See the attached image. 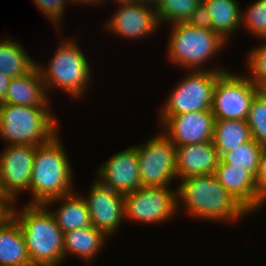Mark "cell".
Returning a JSON list of instances; mask_svg holds the SVG:
<instances>
[{
  "label": "cell",
  "mask_w": 266,
  "mask_h": 266,
  "mask_svg": "<svg viewBox=\"0 0 266 266\" xmlns=\"http://www.w3.org/2000/svg\"><path fill=\"white\" fill-rule=\"evenodd\" d=\"M180 181L176 190L177 211L179 205L184 204L186 212L193 218L227 224L251 214L219 183L215 174L192 176Z\"/></svg>",
  "instance_id": "6da1fadb"
},
{
  "label": "cell",
  "mask_w": 266,
  "mask_h": 266,
  "mask_svg": "<svg viewBox=\"0 0 266 266\" xmlns=\"http://www.w3.org/2000/svg\"><path fill=\"white\" fill-rule=\"evenodd\" d=\"M13 205L12 217L24 234L26 248L34 266H57L64 261V234L50 208L25 204L19 211Z\"/></svg>",
  "instance_id": "7a4b0ae2"
},
{
  "label": "cell",
  "mask_w": 266,
  "mask_h": 266,
  "mask_svg": "<svg viewBox=\"0 0 266 266\" xmlns=\"http://www.w3.org/2000/svg\"><path fill=\"white\" fill-rule=\"evenodd\" d=\"M56 134L45 144L36 146L30 181L31 205H45L74 192L69 158Z\"/></svg>",
  "instance_id": "3957f363"
},
{
  "label": "cell",
  "mask_w": 266,
  "mask_h": 266,
  "mask_svg": "<svg viewBox=\"0 0 266 266\" xmlns=\"http://www.w3.org/2000/svg\"><path fill=\"white\" fill-rule=\"evenodd\" d=\"M57 125L50 107L0 103V137L7 145L45 144L58 134Z\"/></svg>",
  "instance_id": "277c9868"
},
{
  "label": "cell",
  "mask_w": 266,
  "mask_h": 266,
  "mask_svg": "<svg viewBox=\"0 0 266 266\" xmlns=\"http://www.w3.org/2000/svg\"><path fill=\"white\" fill-rule=\"evenodd\" d=\"M89 65L86 56L72 39L61 41L47 67L37 62L46 91L55 87L73 98L83 97L86 86H89L92 76Z\"/></svg>",
  "instance_id": "5b68a950"
},
{
  "label": "cell",
  "mask_w": 266,
  "mask_h": 266,
  "mask_svg": "<svg viewBox=\"0 0 266 266\" xmlns=\"http://www.w3.org/2000/svg\"><path fill=\"white\" fill-rule=\"evenodd\" d=\"M171 25L166 57L177 66L190 70H206L202 66L216 56L217 52L222 51L227 43L213 30L192 27L186 22Z\"/></svg>",
  "instance_id": "8992f818"
},
{
  "label": "cell",
  "mask_w": 266,
  "mask_h": 266,
  "mask_svg": "<svg viewBox=\"0 0 266 266\" xmlns=\"http://www.w3.org/2000/svg\"><path fill=\"white\" fill-rule=\"evenodd\" d=\"M227 71L224 67L189 70L188 74L181 79L167 96L160 110V125L170 116L200 110H211L213 90L217 78Z\"/></svg>",
  "instance_id": "52a82bcc"
},
{
  "label": "cell",
  "mask_w": 266,
  "mask_h": 266,
  "mask_svg": "<svg viewBox=\"0 0 266 266\" xmlns=\"http://www.w3.org/2000/svg\"><path fill=\"white\" fill-rule=\"evenodd\" d=\"M136 151L141 187H170L178 179L176 146L162 131L137 145Z\"/></svg>",
  "instance_id": "ba28073f"
},
{
  "label": "cell",
  "mask_w": 266,
  "mask_h": 266,
  "mask_svg": "<svg viewBox=\"0 0 266 266\" xmlns=\"http://www.w3.org/2000/svg\"><path fill=\"white\" fill-rule=\"evenodd\" d=\"M258 87L247 76L223 72L216 80L212 113L215 119L246 120Z\"/></svg>",
  "instance_id": "9c48e42d"
},
{
  "label": "cell",
  "mask_w": 266,
  "mask_h": 266,
  "mask_svg": "<svg viewBox=\"0 0 266 266\" xmlns=\"http://www.w3.org/2000/svg\"><path fill=\"white\" fill-rule=\"evenodd\" d=\"M171 187H140L124 194L125 218L136 222L157 224L177 214L176 189Z\"/></svg>",
  "instance_id": "30bf717a"
},
{
  "label": "cell",
  "mask_w": 266,
  "mask_h": 266,
  "mask_svg": "<svg viewBox=\"0 0 266 266\" xmlns=\"http://www.w3.org/2000/svg\"><path fill=\"white\" fill-rule=\"evenodd\" d=\"M35 151L33 145H6L0 155L1 187L13 203L19 192L30 191Z\"/></svg>",
  "instance_id": "8fae6325"
},
{
  "label": "cell",
  "mask_w": 266,
  "mask_h": 266,
  "mask_svg": "<svg viewBox=\"0 0 266 266\" xmlns=\"http://www.w3.org/2000/svg\"><path fill=\"white\" fill-rule=\"evenodd\" d=\"M93 182L88 197L83 196L92 226L112 237L125 219L124 195L104 186L98 179Z\"/></svg>",
  "instance_id": "7c38bea8"
},
{
  "label": "cell",
  "mask_w": 266,
  "mask_h": 266,
  "mask_svg": "<svg viewBox=\"0 0 266 266\" xmlns=\"http://www.w3.org/2000/svg\"><path fill=\"white\" fill-rule=\"evenodd\" d=\"M118 5L117 11L105 24L108 32L126 39H138L149 36L159 28L157 9L146 1Z\"/></svg>",
  "instance_id": "4fadbf2b"
},
{
  "label": "cell",
  "mask_w": 266,
  "mask_h": 266,
  "mask_svg": "<svg viewBox=\"0 0 266 266\" xmlns=\"http://www.w3.org/2000/svg\"><path fill=\"white\" fill-rule=\"evenodd\" d=\"M214 122L212 110H200L172 115L161 125L165 128L162 132L177 147L212 141Z\"/></svg>",
  "instance_id": "5bb4252c"
},
{
  "label": "cell",
  "mask_w": 266,
  "mask_h": 266,
  "mask_svg": "<svg viewBox=\"0 0 266 266\" xmlns=\"http://www.w3.org/2000/svg\"><path fill=\"white\" fill-rule=\"evenodd\" d=\"M98 179L104 186L127 194L141 187L136 145L110 157L98 168Z\"/></svg>",
  "instance_id": "9a60e30c"
},
{
  "label": "cell",
  "mask_w": 266,
  "mask_h": 266,
  "mask_svg": "<svg viewBox=\"0 0 266 266\" xmlns=\"http://www.w3.org/2000/svg\"><path fill=\"white\" fill-rule=\"evenodd\" d=\"M220 156L212 141L176 147L178 179L215 174Z\"/></svg>",
  "instance_id": "2e32d148"
},
{
  "label": "cell",
  "mask_w": 266,
  "mask_h": 266,
  "mask_svg": "<svg viewBox=\"0 0 266 266\" xmlns=\"http://www.w3.org/2000/svg\"><path fill=\"white\" fill-rule=\"evenodd\" d=\"M219 183L250 213L258 209V192L255 179L243 167L219 160L215 171Z\"/></svg>",
  "instance_id": "e0dca14e"
},
{
  "label": "cell",
  "mask_w": 266,
  "mask_h": 266,
  "mask_svg": "<svg viewBox=\"0 0 266 266\" xmlns=\"http://www.w3.org/2000/svg\"><path fill=\"white\" fill-rule=\"evenodd\" d=\"M45 84L36 65L25 75L11 79L3 103L29 106L50 107Z\"/></svg>",
  "instance_id": "ac0fdd59"
},
{
  "label": "cell",
  "mask_w": 266,
  "mask_h": 266,
  "mask_svg": "<svg viewBox=\"0 0 266 266\" xmlns=\"http://www.w3.org/2000/svg\"><path fill=\"white\" fill-rule=\"evenodd\" d=\"M75 192L53 199L45 204V206H48L60 201L61 206L56 211L50 210V212L54 215L63 234L74 229L92 226L87 203L82 195Z\"/></svg>",
  "instance_id": "d6986e66"
},
{
  "label": "cell",
  "mask_w": 266,
  "mask_h": 266,
  "mask_svg": "<svg viewBox=\"0 0 266 266\" xmlns=\"http://www.w3.org/2000/svg\"><path fill=\"white\" fill-rule=\"evenodd\" d=\"M32 265L24 234L11 217L0 227V266Z\"/></svg>",
  "instance_id": "ffe728a7"
},
{
  "label": "cell",
  "mask_w": 266,
  "mask_h": 266,
  "mask_svg": "<svg viewBox=\"0 0 266 266\" xmlns=\"http://www.w3.org/2000/svg\"><path fill=\"white\" fill-rule=\"evenodd\" d=\"M107 238L93 226L64 233V260L67 255L74 254L86 262L92 261L105 246Z\"/></svg>",
  "instance_id": "44dd1931"
},
{
  "label": "cell",
  "mask_w": 266,
  "mask_h": 266,
  "mask_svg": "<svg viewBox=\"0 0 266 266\" xmlns=\"http://www.w3.org/2000/svg\"><path fill=\"white\" fill-rule=\"evenodd\" d=\"M212 17V30L227 42L242 25V10L237 0H202Z\"/></svg>",
  "instance_id": "7402d4cb"
},
{
  "label": "cell",
  "mask_w": 266,
  "mask_h": 266,
  "mask_svg": "<svg viewBox=\"0 0 266 266\" xmlns=\"http://www.w3.org/2000/svg\"><path fill=\"white\" fill-rule=\"evenodd\" d=\"M251 139L246 120L215 119L212 142L220 157Z\"/></svg>",
  "instance_id": "603a6c76"
},
{
  "label": "cell",
  "mask_w": 266,
  "mask_h": 266,
  "mask_svg": "<svg viewBox=\"0 0 266 266\" xmlns=\"http://www.w3.org/2000/svg\"><path fill=\"white\" fill-rule=\"evenodd\" d=\"M0 41V73L11 78L19 77L37 65L19 42L9 38Z\"/></svg>",
  "instance_id": "cb8c5ba5"
},
{
  "label": "cell",
  "mask_w": 266,
  "mask_h": 266,
  "mask_svg": "<svg viewBox=\"0 0 266 266\" xmlns=\"http://www.w3.org/2000/svg\"><path fill=\"white\" fill-rule=\"evenodd\" d=\"M263 146L255 139L224 153L220 160L223 163L243 167L254 179L257 178L260 154Z\"/></svg>",
  "instance_id": "d4e9b609"
},
{
  "label": "cell",
  "mask_w": 266,
  "mask_h": 266,
  "mask_svg": "<svg viewBox=\"0 0 266 266\" xmlns=\"http://www.w3.org/2000/svg\"><path fill=\"white\" fill-rule=\"evenodd\" d=\"M202 0H166L158 9V21L161 24H173L177 22H186L194 9Z\"/></svg>",
  "instance_id": "484cf974"
},
{
  "label": "cell",
  "mask_w": 266,
  "mask_h": 266,
  "mask_svg": "<svg viewBox=\"0 0 266 266\" xmlns=\"http://www.w3.org/2000/svg\"><path fill=\"white\" fill-rule=\"evenodd\" d=\"M252 138L266 147V99L259 93L253 99L246 119Z\"/></svg>",
  "instance_id": "4316f807"
},
{
  "label": "cell",
  "mask_w": 266,
  "mask_h": 266,
  "mask_svg": "<svg viewBox=\"0 0 266 266\" xmlns=\"http://www.w3.org/2000/svg\"><path fill=\"white\" fill-rule=\"evenodd\" d=\"M247 8L242 10L241 27L257 36V39L266 40V0H258Z\"/></svg>",
  "instance_id": "83f0119b"
},
{
  "label": "cell",
  "mask_w": 266,
  "mask_h": 266,
  "mask_svg": "<svg viewBox=\"0 0 266 266\" xmlns=\"http://www.w3.org/2000/svg\"><path fill=\"white\" fill-rule=\"evenodd\" d=\"M260 45V46H259ZM254 46L247 56L248 79L257 87L266 81V40L262 44Z\"/></svg>",
  "instance_id": "f1b7e54d"
},
{
  "label": "cell",
  "mask_w": 266,
  "mask_h": 266,
  "mask_svg": "<svg viewBox=\"0 0 266 266\" xmlns=\"http://www.w3.org/2000/svg\"><path fill=\"white\" fill-rule=\"evenodd\" d=\"M71 0H34L37 7L43 12V14L49 18L51 23L58 26L63 19L64 6Z\"/></svg>",
  "instance_id": "f546056e"
},
{
  "label": "cell",
  "mask_w": 266,
  "mask_h": 266,
  "mask_svg": "<svg viewBox=\"0 0 266 266\" xmlns=\"http://www.w3.org/2000/svg\"><path fill=\"white\" fill-rule=\"evenodd\" d=\"M186 23L192 27L212 30V17L203 2L194 9Z\"/></svg>",
  "instance_id": "4dcf8cb0"
},
{
  "label": "cell",
  "mask_w": 266,
  "mask_h": 266,
  "mask_svg": "<svg viewBox=\"0 0 266 266\" xmlns=\"http://www.w3.org/2000/svg\"><path fill=\"white\" fill-rule=\"evenodd\" d=\"M255 183L258 192V208H260L266 202V147H263L260 154Z\"/></svg>",
  "instance_id": "1f68e13d"
},
{
  "label": "cell",
  "mask_w": 266,
  "mask_h": 266,
  "mask_svg": "<svg viewBox=\"0 0 266 266\" xmlns=\"http://www.w3.org/2000/svg\"><path fill=\"white\" fill-rule=\"evenodd\" d=\"M13 205L8 197H0V227L12 217Z\"/></svg>",
  "instance_id": "d6a6232c"
},
{
  "label": "cell",
  "mask_w": 266,
  "mask_h": 266,
  "mask_svg": "<svg viewBox=\"0 0 266 266\" xmlns=\"http://www.w3.org/2000/svg\"><path fill=\"white\" fill-rule=\"evenodd\" d=\"M11 77L0 73V103L5 101V96L11 81Z\"/></svg>",
  "instance_id": "836d02e7"
},
{
  "label": "cell",
  "mask_w": 266,
  "mask_h": 266,
  "mask_svg": "<svg viewBox=\"0 0 266 266\" xmlns=\"http://www.w3.org/2000/svg\"><path fill=\"white\" fill-rule=\"evenodd\" d=\"M103 1H105L106 2V0H71V2L72 3H74V4H90V5H92V4H100V2L102 3Z\"/></svg>",
  "instance_id": "e575fe53"
},
{
  "label": "cell",
  "mask_w": 266,
  "mask_h": 266,
  "mask_svg": "<svg viewBox=\"0 0 266 266\" xmlns=\"http://www.w3.org/2000/svg\"><path fill=\"white\" fill-rule=\"evenodd\" d=\"M150 6L158 9L166 0H145Z\"/></svg>",
  "instance_id": "d590c367"
},
{
  "label": "cell",
  "mask_w": 266,
  "mask_h": 266,
  "mask_svg": "<svg viewBox=\"0 0 266 266\" xmlns=\"http://www.w3.org/2000/svg\"><path fill=\"white\" fill-rule=\"evenodd\" d=\"M258 93H259L264 99H266V81L262 82V83L258 86Z\"/></svg>",
  "instance_id": "8d00e7d4"
},
{
  "label": "cell",
  "mask_w": 266,
  "mask_h": 266,
  "mask_svg": "<svg viewBox=\"0 0 266 266\" xmlns=\"http://www.w3.org/2000/svg\"><path fill=\"white\" fill-rule=\"evenodd\" d=\"M116 2V4H121V3H134V2H141L145 0H113Z\"/></svg>",
  "instance_id": "74e56055"
}]
</instances>
